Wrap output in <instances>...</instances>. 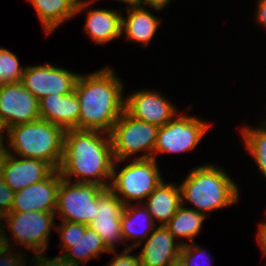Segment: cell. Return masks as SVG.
Masks as SVG:
<instances>
[{"mask_svg":"<svg viewBox=\"0 0 266 266\" xmlns=\"http://www.w3.org/2000/svg\"><path fill=\"white\" fill-rule=\"evenodd\" d=\"M118 2L126 3L125 8H133V7H139V0H116Z\"/></svg>","mask_w":266,"mask_h":266,"instance_id":"obj_37","label":"cell"},{"mask_svg":"<svg viewBox=\"0 0 266 266\" xmlns=\"http://www.w3.org/2000/svg\"><path fill=\"white\" fill-rule=\"evenodd\" d=\"M124 161L126 160H115L109 189L124 205L131 204L133 200L144 203L163 180L158 161L154 158L134 159L117 171V165Z\"/></svg>","mask_w":266,"mask_h":266,"instance_id":"obj_5","label":"cell"},{"mask_svg":"<svg viewBox=\"0 0 266 266\" xmlns=\"http://www.w3.org/2000/svg\"><path fill=\"white\" fill-rule=\"evenodd\" d=\"M105 188L95 183H76L64 178L57 193L56 216L61 221L89 225L96 213V201Z\"/></svg>","mask_w":266,"mask_h":266,"instance_id":"obj_7","label":"cell"},{"mask_svg":"<svg viewBox=\"0 0 266 266\" xmlns=\"http://www.w3.org/2000/svg\"><path fill=\"white\" fill-rule=\"evenodd\" d=\"M143 203L155 223L166 225L182 205L181 188L163 180Z\"/></svg>","mask_w":266,"mask_h":266,"instance_id":"obj_21","label":"cell"},{"mask_svg":"<svg viewBox=\"0 0 266 266\" xmlns=\"http://www.w3.org/2000/svg\"><path fill=\"white\" fill-rule=\"evenodd\" d=\"M54 169L45 161L8 154L1 176L14 191L22 190L31 184L46 179Z\"/></svg>","mask_w":266,"mask_h":266,"instance_id":"obj_15","label":"cell"},{"mask_svg":"<svg viewBox=\"0 0 266 266\" xmlns=\"http://www.w3.org/2000/svg\"><path fill=\"white\" fill-rule=\"evenodd\" d=\"M38 103L21 81L0 84V118L7 129L39 120Z\"/></svg>","mask_w":266,"mask_h":266,"instance_id":"obj_11","label":"cell"},{"mask_svg":"<svg viewBox=\"0 0 266 266\" xmlns=\"http://www.w3.org/2000/svg\"><path fill=\"white\" fill-rule=\"evenodd\" d=\"M61 179L60 171L54 170L43 181L15 192L11 212H56Z\"/></svg>","mask_w":266,"mask_h":266,"instance_id":"obj_14","label":"cell"},{"mask_svg":"<svg viewBox=\"0 0 266 266\" xmlns=\"http://www.w3.org/2000/svg\"><path fill=\"white\" fill-rule=\"evenodd\" d=\"M138 206V207H137ZM145 225V226H144ZM157 227L142 203L125 205L121 214V230L124 241L136 239L128 248L135 249ZM139 228V229H138Z\"/></svg>","mask_w":266,"mask_h":266,"instance_id":"obj_23","label":"cell"},{"mask_svg":"<svg viewBox=\"0 0 266 266\" xmlns=\"http://www.w3.org/2000/svg\"><path fill=\"white\" fill-rule=\"evenodd\" d=\"M61 256L72 266H80L90 259L99 258L101 253L110 252L102 238L89 226L80 224V236L74 242H61Z\"/></svg>","mask_w":266,"mask_h":266,"instance_id":"obj_20","label":"cell"},{"mask_svg":"<svg viewBox=\"0 0 266 266\" xmlns=\"http://www.w3.org/2000/svg\"><path fill=\"white\" fill-rule=\"evenodd\" d=\"M206 217L203 213L181 205L165 226L178 240H181L182 237V240L183 238H187L190 241L188 243H193L194 238L201 232Z\"/></svg>","mask_w":266,"mask_h":266,"instance_id":"obj_24","label":"cell"},{"mask_svg":"<svg viewBox=\"0 0 266 266\" xmlns=\"http://www.w3.org/2000/svg\"><path fill=\"white\" fill-rule=\"evenodd\" d=\"M3 243L4 245L0 248V266H26L24 261H28V259L24 260L25 257L21 252H12L15 246L10 244L7 232L3 233Z\"/></svg>","mask_w":266,"mask_h":266,"instance_id":"obj_27","label":"cell"},{"mask_svg":"<svg viewBox=\"0 0 266 266\" xmlns=\"http://www.w3.org/2000/svg\"><path fill=\"white\" fill-rule=\"evenodd\" d=\"M36 10L47 36L60 24L87 9L95 0H28Z\"/></svg>","mask_w":266,"mask_h":266,"instance_id":"obj_18","label":"cell"},{"mask_svg":"<svg viewBox=\"0 0 266 266\" xmlns=\"http://www.w3.org/2000/svg\"><path fill=\"white\" fill-rule=\"evenodd\" d=\"M6 131L9 154L43 160L54 170L59 169L63 157L64 129L39 119L15 125Z\"/></svg>","mask_w":266,"mask_h":266,"instance_id":"obj_4","label":"cell"},{"mask_svg":"<svg viewBox=\"0 0 266 266\" xmlns=\"http://www.w3.org/2000/svg\"><path fill=\"white\" fill-rule=\"evenodd\" d=\"M166 266H185L183 260L181 259V257H177L174 260H172L168 265Z\"/></svg>","mask_w":266,"mask_h":266,"instance_id":"obj_38","label":"cell"},{"mask_svg":"<svg viewBox=\"0 0 266 266\" xmlns=\"http://www.w3.org/2000/svg\"><path fill=\"white\" fill-rule=\"evenodd\" d=\"M158 226L146 238V241L139 245L144 243L139 254L141 266H166L180 256L182 245L187 243V241L180 243L175 241L176 238L165 225Z\"/></svg>","mask_w":266,"mask_h":266,"instance_id":"obj_16","label":"cell"},{"mask_svg":"<svg viewBox=\"0 0 266 266\" xmlns=\"http://www.w3.org/2000/svg\"><path fill=\"white\" fill-rule=\"evenodd\" d=\"M4 130H7V128L5 127L2 119L0 118V138H6L5 134H4Z\"/></svg>","mask_w":266,"mask_h":266,"instance_id":"obj_39","label":"cell"},{"mask_svg":"<svg viewBox=\"0 0 266 266\" xmlns=\"http://www.w3.org/2000/svg\"><path fill=\"white\" fill-rule=\"evenodd\" d=\"M55 217V212H9L5 215L4 227H9L17 244L33 254L46 253L50 231L56 229Z\"/></svg>","mask_w":266,"mask_h":266,"instance_id":"obj_8","label":"cell"},{"mask_svg":"<svg viewBox=\"0 0 266 266\" xmlns=\"http://www.w3.org/2000/svg\"><path fill=\"white\" fill-rule=\"evenodd\" d=\"M114 162L109 133L79 129L65 131L63 157L58 169L62 178L109 188Z\"/></svg>","mask_w":266,"mask_h":266,"instance_id":"obj_1","label":"cell"},{"mask_svg":"<svg viewBox=\"0 0 266 266\" xmlns=\"http://www.w3.org/2000/svg\"><path fill=\"white\" fill-rule=\"evenodd\" d=\"M127 17H122V36L126 40L143 44L147 47L160 27L161 20L146 7L124 8Z\"/></svg>","mask_w":266,"mask_h":266,"instance_id":"obj_22","label":"cell"},{"mask_svg":"<svg viewBox=\"0 0 266 266\" xmlns=\"http://www.w3.org/2000/svg\"><path fill=\"white\" fill-rule=\"evenodd\" d=\"M4 245L3 243V234L0 232V248Z\"/></svg>","mask_w":266,"mask_h":266,"instance_id":"obj_41","label":"cell"},{"mask_svg":"<svg viewBox=\"0 0 266 266\" xmlns=\"http://www.w3.org/2000/svg\"><path fill=\"white\" fill-rule=\"evenodd\" d=\"M79 74L50 63L25 66L22 84L38 100L50 94L66 95L74 91Z\"/></svg>","mask_w":266,"mask_h":266,"instance_id":"obj_10","label":"cell"},{"mask_svg":"<svg viewBox=\"0 0 266 266\" xmlns=\"http://www.w3.org/2000/svg\"><path fill=\"white\" fill-rule=\"evenodd\" d=\"M196 242H193V243H186L184 245H182L181 247V250H180V257L181 259L183 260L185 266H199L198 262L200 263V259L203 258V255L205 257H207V254H206V250L201 248V246L197 245V243L195 244ZM198 256L202 257L198 260ZM210 257V256H208ZM207 257V258H208ZM203 261V259H202ZM207 266H210V262L208 259H207ZM205 266V265H203Z\"/></svg>","mask_w":266,"mask_h":266,"instance_id":"obj_28","label":"cell"},{"mask_svg":"<svg viewBox=\"0 0 266 266\" xmlns=\"http://www.w3.org/2000/svg\"><path fill=\"white\" fill-rule=\"evenodd\" d=\"M172 0H139V7L153 8L157 11L165 8Z\"/></svg>","mask_w":266,"mask_h":266,"instance_id":"obj_33","label":"cell"},{"mask_svg":"<svg viewBox=\"0 0 266 266\" xmlns=\"http://www.w3.org/2000/svg\"><path fill=\"white\" fill-rule=\"evenodd\" d=\"M158 126L131 117L125 110L110 131L115 160L153 158Z\"/></svg>","mask_w":266,"mask_h":266,"instance_id":"obj_6","label":"cell"},{"mask_svg":"<svg viewBox=\"0 0 266 266\" xmlns=\"http://www.w3.org/2000/svg\"><path fill=\"white\" fill-rule=\"evenodd\" d=\"M257 242L262 249L264 257H266V222H260L257 231ZM266 265V264H265Z\"/></svg>","mask_w":266,"mask_h":266,"instance_id":"obj_34","label":"cell"},{"mask_svg":"<svg viewBox=\"0 0 266 266\" xmlns=\"http://www.w3.org/2000/svg\"><path fill=\"white\" fill-rule=\"evenodd\" d=\"M241 135L248 153L255 160L259 171L262 176L266 178V128L259 127H242Z\"/></svg>","mask_w":266,"mask_h":266,"instance_id":"obj_25","label":"cell"},{"mask_svg":"<svg viewBox=\"0 0 266 266\" xmlns=\"http://www.w3.org/2000/svg\"><path fill=\"white\" fill-rule=\"evenodd\" d=\"M166 97L154 90H138L125 97L124 110L133 118L158 127L171 121L177 108Z\"/></svg>","mask_w":266,"mask_h":266,"instance_id":"obj_13","label":"cell"},{"mask_svg":"<svg viewBox=\"0 0 266 266\" xmlns=\"http://www.w3.org/2000/svg\"><path fill=\"white\" fill-rule=\"evenodd\" d=\"M25 67H21L16 54L6 48H0V84L22 80Z\"/></svg>","mask_w":266,"mask_h":266,"instance_id":"obj_26","label":"cell"},{"mask_svg":"<svg viewBox=\"0 0 266 266\" xmlns=\"http://www.w3.org/2000/svg\"><path fill=\"white\" fill-rule=\"evenodd\" d=\"M1 219H5V214L3 212L0 211V232L3 234L5 231H8L7 228H5L4 226H1L3 224L1 223H4V222H1L2 220ZM2 227V228H1ZM6 229V230H5Z\"/></svg>","mask_w":266,"mask_h":266,"instance_id":"obj_40","label":"cell"},{"mask_svg":"<svg viewBox=\"0 0 266 266\" xmlns=\"http://www.w3.org/2000/svg\"><path fill=\"white\" fill-rule=\"evenodd\" d=\"M40 119L62 129H78L80 104L75 91L66 95L50 94L39 100Z\"/></svg>","mask_w":266,"mask_h":266,"instance_id":"obj_17","label":"cell"},{"mask_svg":"<svg viewBox=\"0 0 266 266\" xmlns=\"http://www.w3.org/2000/svg\"><path fill=\"white\" fill-rule=\"evenodd\" d=\"M56 230L60 233L61 242H74L80 236V223L61 221Z\"/></svg>","mask_w":266,"mask_h":266,"instance_id":"obj_30","label":"cell"},{"mask_svg":"<svg viewBox=\"0 0 266 266\" xmlns=\"http://www.w3.org/2000/svg\"><path fill=\"white\" fill-rule=\"evenodd\" d=\"M209 127V124L194 115L177 114L158 128L153 158H157V153H184L196 148Z\"/></svg>","mask_w":266,"mask_h":266,"instance_id":"obj_9","label":"cell"},{"mask_svg":"<svg viewBox=\"0 0 266 266\" xmlns=\"http://www.w3.org/2000/svg\"><path fill=\"white\" fill-rule=\"evenodd\" d=\"M124 14L113 9H90L84 30L93 43L103 45L122 36Z\"/></svg>","mask_w":266,"mask_h":266,"instance_id":"obj_19","label":"cell"},{"mask_svg":"<svg viewBox=\"0 0 266 266\" xmlns=\"http://www.w3.org/2000/svg\"><path fill=\"white\" fill-rule=\"evenodd\" d=\"M134 249L124 247L121 253H117L106 266H141L140 256L131 255Z\"/></svg>","mask_w":266,"mask_h":266,"instance_id":"obj_29","label":"cell"},{"mask_svg":"<svg viewBox=\"0 0 266 266\" xmlns=\"http://www.w3.org/2000/svg\"><path fill=\"white\" fill-rule=\"evenodd\" d=\"M260 125H262L266 128V120L264 122H262V124H260Z\"/></svg>","mask_w":266,"mask_h":266,"instance_id":"obj_42","label":"cell"},{"mask_svg":"<svg viewBox=\"0 0 266 266\" xmlns=\"http://www.w3.org/2000/svg\"><path fill=\"white\" fill-rule=\"evenodd\" d=\"M15 192L5 183L0 174V211L5 215L11 212Z\"/></svg>","mask_w":266,"mask_h":266,"instance_id":"obj_31","label":"cell"},{"mask_svg":"<svg viewBox=\"0 0 266 266\" xmlns=\"http://www.w3.org/2000/svg\"><path fill=\"white\" fill-rule=\"evenodd\" d=\"M124 204L109 189L105 188L96 201V213L93 221L88 225L102 238L110 253L116 254L115 244L123 241L121 230V214Z\"/></svg>","mask_w":266,"mask_h":266,"instance_id":"obj_12","label":"cell"},{"mask_svg":"<svg viewBox=\"0 0 266 266\" xmlns=\"http://www.w3.org/2000/svg\"><path fill=\"white\" fill-rule=\"evenodd\" d=\"M123 82L111 67L79 74L74 91L80 104L79 130L110 133L124 112Z\"/></svg>","mask_w":266,"mask_h":266,"instance_id":"obj_2","label":"cell"},{"mask_svg":"<svg viewBox=\"0 0 266 266\" xmlns=\"http://www.w3.org/2000/svg\"><path fill=\"white\" fill-rule=\"evenodd\" d=\"M182 205L191 203L207 217L211 211L232 206L239 201L238 185L224 169L215 164L194 167L180 185Z\"/></svg>","mask_w":266,"mask_h":266,"instance_id":"obj_3","label":"cell"},{"mask_svg":"<svg viewBox=\"0 0 266 266\" xmlns=\"http://www.w3.org/2000/svg\"><path fill=\"white\" fill-rule=\"evenodd\" d=\"M8 154L9 152L8 148L4 144V138H0V174Z\"/></svg>","mask_w":266,"mask_h":266,"instance_id":"obj_36","label":"cell"},{"mask_svg":"<svg viewBox=\"0 0 266 266\" xmlns=\"http://www.w3.org/2000/svg\"><path fill=\"white\" fill-rule=\"evenodd\" d=\"M256 20L258 24L266 28V0H257Z\"/></svg>","mask_w":266,"mask_h":266,"instance_id":"obj_35","label":"cell"},{"mask_svg":"<svg viewBox=\"0 0 266 266\" xmlns=\"http://www.w3.org/2000/svg\"><path fill=\"white\" fill-rule=\"evenodd\" d=\"M45 253L34 254L30 266H72L68 261H66L61 255L53 258L44 257Z\"/></svg>","mask_w":266,"mask_h":266,"instance_id":"obj_32","label":"cell"}]
</instances>
